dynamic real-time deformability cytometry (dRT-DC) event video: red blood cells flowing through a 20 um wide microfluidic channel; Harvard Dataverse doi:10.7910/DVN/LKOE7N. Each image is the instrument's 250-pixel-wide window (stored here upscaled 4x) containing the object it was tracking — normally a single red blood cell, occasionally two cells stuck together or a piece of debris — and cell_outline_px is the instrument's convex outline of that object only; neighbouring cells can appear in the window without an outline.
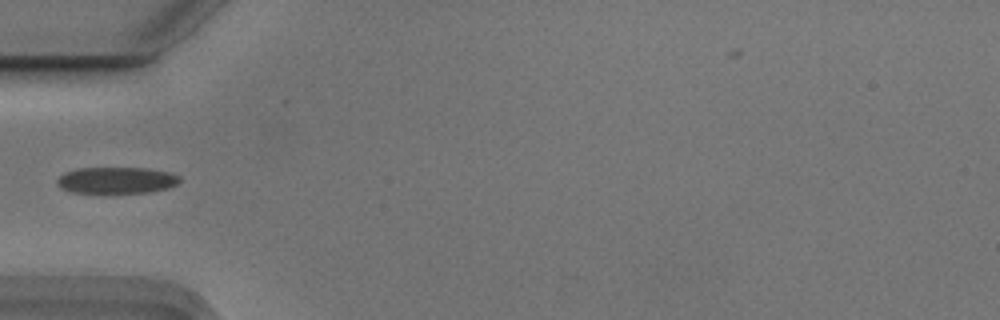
{"species": "Egyptian fruit bat (a non-hibernating species)", "species_latin": "Rousettus aegyptiacus", "temperature_condition": "cold", "stored_images_in_passage": 17, "camera_frame_rate_fps": 3000, "um_per_image_px": 0.085, "animal": {"sex": "male"}, "frame": {"image": 1, "passage_image": 1, "time_ms": 0.0, "image_size_px": [1000, 320], "cell_outline_px": [[180, 180], [176, 184], [168, 188], [148, 192], [72, 192], [60, 188], [56, 180], [64, 172], [76, 168], [148, 168], [168, 172], [180, 176]], "centroid_in_image_um": [9.89, 15.31], "position_along_channel_um": 75.1, "area_um2": 18.73}}
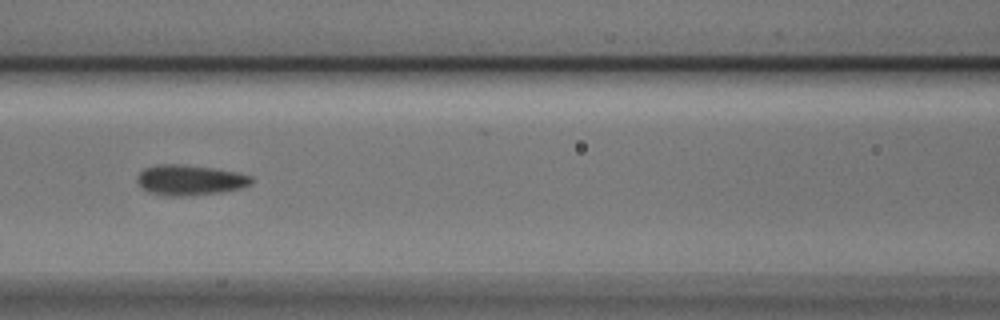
{"frame": {"image": 2, "passage_image": 7, "time_ms": 2.0, "image_size_px": [1000, 320], "cell_outline_px": [[252, 184], [240, 188], [220, 192], [184, 196], [164, 196], [148, 192], [136, 180], [136, 176], [144, 168], [156, 164], [184, 164], [212, 168], [236, 172], [252, 176]], "centroid_in_image_um": [16.11, 15.3], "position_along_channel_um": 150.5, "area_um2": 20.23}}
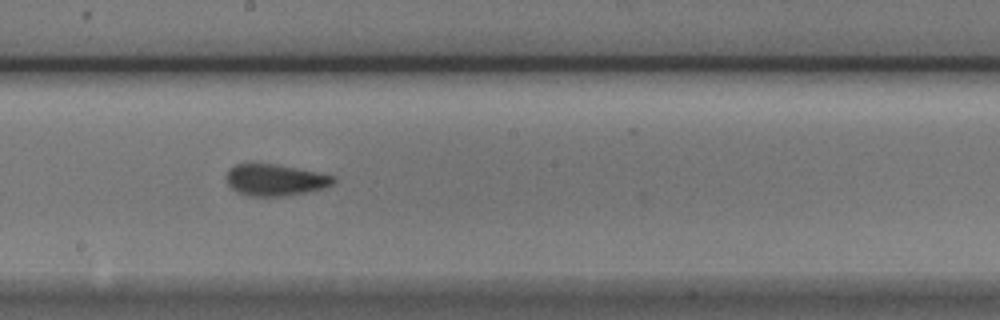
{"frame": {"image": 3, "passage_image": 13, "time_ms": 4.0, "image_size_px": [1000, 320], "cell_outline_px": [[336, 180], [332, 184], [320, 188], [304, 192], [284, 196], [248, 196], [236, 192], [228, 184], [224, 176], [228, 168], [236, 164], [272, 164], [316, 172], [336, 176]], "centroid_in_image_um": [23.31, 15.3], "position_along_channel_um": 224.9, "area_um2": 19.48}}